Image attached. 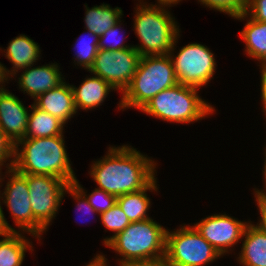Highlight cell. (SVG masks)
<instances>
[{
  "label": "cell",
  "mask_w": 266,
  "mask_h": 266,
  "mask_svg": "<svg viewBox=\"0 0 266 266\" xmlns=\"http://www.w3.org/2000/svg\"><path fill=\"white\" fill-rule=\"evenodd\" d=\"M23 232H12L0 240V266H21L27 250L33 251Z\"/></svg>",
  "instance_id": "cell-23"
},
{
  "label": "cell",
  "mask_w": 266,
  "mask_h": 266,
  "mask_svg": "<svg viewBox=\"0 0 266 266\" xmlns=\"http://www.w3.org/2000/svg\"><path fill=\"white\" fill-rule=\"evenodd\" d=\"M121 266H170V265L166 259V256H162L153 259L133 260L130 262H126Z\"/></svg>",
  "instance_id": "cell-33"
},
{
  "label": "cell",
  "mask_w": 266,
  "mask_h": 266,
  "mask_svg": "<svg viewBox=\"0 0 266 266\" xmlns=\"http://www.w3.org/2000/svg\"><path fill=\"white\" fill-rule=\"evenodd\" d=\"M22 175L27 181L33 217L47 230L58 213L69 183L54 176Z\"/></svg>",
  "instance_id": "cell-9"
},
{
  "label": "cell",
  "mask_w": 266,
  "mask_h": 266,
  "mask_svg": "<svg viewBox=\"0 0 266 266\" xmlns=\"http://www.w3.org/2000/svg\"><path fill=\"white\" fill-rule=\"evenodd\" d=\"M6 48L3 50L4 56L13 65L11 70L4 66L9 78L15 76L19 70L21 71L31 65L34 66L36 61L41 59L39 58L41 54L40 46L25 34H20L12 39Z\"/></svg>",
  "instance_id": "cell-16"
},
{
  "label": "cell",
  "mask_w": 266,
  "mask_h": 266,
  "mask_svg": "<svg viewBox=\"0 0 266 266\" xmlns=\"http://www.w3.org/2000/svg\"><path fill=\"white\" fill-rule=\"evenodd\" d=\"M93 259V260H92ZM89 264H86L85 266H100L94 258H92Z\"/></svg>",
  "instance_id": "cell-41"
},
{
  "label": "cell",
  "mask_w": 266,
  "mask_h": 266,
  "mask_svg": "<svg viewBox=\"0 0 266 266\" xmlns=\"http://www.w3.org/2000/svg\"><path fill=\"white\" fill-rule=\"evenodd\" d=\"M2 167H5V165H0V187L3 186V185H2V182H4V179L7 177L6 172H4L6 176H5V177H4V176L2 177V175H3L2 172H1L2 169H3ZM2 180H3V181H2ZM0 194H1V191H0Z\"/></svg>",
  "instance_id": "cell-40"
},
{
  "label": "cell",
  "mask_w": 266,
  "mask_h": 266,
  "mask_svg": "<svg viewBox=\"0 0 266 266\" xmlns=\"http://www.w3.org/2000/svg\"><path fill=\"white\" fill-rule=\"evenodd\" d=\"M260 212L259 222L255 225L266 234V194L253 193Z\"/></svg>",
  "instance_id": "cell-32"
},
{
  "label": "cell",
  "mask_w": 266,
  "mask_h": 266,
  "mask_svg": "<svg viewBox=\"0 0 266 266\" xmlns=\"http://www.w3.org/2000/svg\"><path fill=\"white\" fill-rule=\"evenodd\" d=\"M70 162L63 135L23 138L14 145L13 168L21 174L54 176L72 184L76 173Z\"/></svg>",
  "instance_id": "cell-2"
},
{
  "label": "cell",
  "mask_w": 266,
  "mask_h": 266,
  "mask_svg": "<svg viewBox=\"0 0 266 266\" xmlns=\"http://www.w3.org/2000/svg\"><path fill=\"white\" fill-rule=\"evenodd\" d=\"M260 73H261V78H260V87H261V101H262V103H261V107H262V109H263V111L262 112H264V115H265V117H266V67H264V68H261L260 69Z\"/></svg>",
  "instance_id": "cell-35"
},
{
  "label": "cell",
  "mask_w": 266,
  "mask_h": 266,
  "mask_svg": "<svg viewBox=\"0 0 266 266\" xmlns=\"http://www.w3.org/2000/svg\"><path fill=\"white\" fill-rule=\"evenodd\" d=\"M66 194H70V196L73 197V199L77 201L76 210L77 211L80 210L82 215L84 214L85 215H93V214L99 215V213L96 212L93 209V207L88 203V200L86 199V197L73 184H69V186L65 189L64 195Z\"/></svg>",
  "instance_id": "cell-29"
},
{
  "label": "cell",
  "mask_w": 266,
  "mask_h": 266,
  "mask_svg": "<svg viewBox=\"0 0 266 266\" xmlns=\"http://www.w3.org/2000/svg\"><path fill=\"white\" fill-rule=\"evenodd\" d=\"M1 50V47H0ZM10 78L7 76L5 69H4V64L0 62V91L5 89V84L7 81H9Z\"/></svg>",
  "instance_id": "cell-36"
},
{
  "label": "cell",
  "mask_w": 266,
  "mask_h": 266,
  "mask_svg": "<svg viewBox=\"0 0 266 266\" xmlns=\"http://www.w3.org/2000/svg\"><path fill=\"white\" fill-rule=\"evenodd\" d=\"M28 66L22 69L20 77H18V86L20 91L27 93L34 100L52 88H55L65 79L60 71V65L55 63L43 66Z\"/></svg>",
  "instance_id": "cell-14"
},
{
  "label": "cell",
  "mask_w": 266,
  "mask_h": 266,
  "mask_svg": "<svg viewBox=\"0 0 266 266\" xmlns=\"http://www.w3.org/2000/svg\"><path fill=\"white\" fill-rule=\"evenodd\" d=\"M84 24L86 30L98 36L103 35L109 28L114 26L123 15L121 8H112L109 4L103 2L91 9L85 4Z\"/></svg>",
  "instance_id": "cell-22"
},
{
  "label": "cell",
  "mask_w": 266,
  "mask_h": 266,
  "mask_svg": "<svg viewBox=\"0 0 266 266\" xmlns=\"http://www.w3.org/2000/svg\"><path fill=\"white\" fill-rule=\"evenodd\" d=\"M121 21L122 20L120 19L114 26L109 28L103 35L99 36V44H98L99 49L115 51V50L128 49L134 46V45L125 44V42L123 41L125 40V38H123L125 36L121 35L120 38L118 37L119 33L122 32Z\"/></svg>",
  "instance_id": "cell-27"
},
{
  "label": "cell",
  "mask_w": 266,
  "mask_h": 266,
  "mask_svg": "<svg viewBox=\"0 0 266 266\" xmlns=\"http://www.w3.org/2000/svg\"><path fill=\"white\" fill-rule=\"evenodd\" d=\"M6 171L9 179L4 192L0 194V201L7 206L13 222L18 226L17 232H27L40 241L46 230L33 217L26 178L13 167Z\"/></svg>",
  "instance_id": "cell-10"
},
{
  "label": "cell",
  "mask_w": 266,
  "mask_h": 266,
  "mask_svg": "<svg viewBox=\"0 0 266 266\" xmlns=\"http://www.w3.org/2000/svg\"><path fill=\"white\" fill-rule=\"evenodd\" d=\"M99 216L103 226L107 230L114 232L113 236L103 239L104 245H106L113 237L122 232L130 224L127 216L117 203L109 208L106 212L99 214Z\"/></svg>",
  "instance_id": "cell-25"
},
{
  "label": "cell",
  "mask_w": 266,
  "mask_h": 266,
  "mask_svg": "<svg viewBox=\"0 0 266 266\" xmlns=\"http://www.w3.org/2000/svg\"><path fill=\"white\" fill-rule=\"evenodd\" d=\"M91 75L93 76L84 78L78 88L71 85L76 111L78 109L88 111L100 107L111 90H116L101 77Z\"/></svg>",
  "instance_id": "cell-17"
},
{
  "label": "cell",
  "mask_w": 266,
  "mask_h": 266,
  "mask_svg": "<svg viewBox=\"0 0 266 266\" xmlns=\"http://www.w3.org/2000/svg\"><path fill=\"white\" fill-rule=\"evenodd\" d=\"M72 184L86 197L88 203L99 214L106 212L109 208L116 204L117 197L115 195L109 194L106 191L97 188H95L92 193L87 194L77 179Z\"/></svg>",
  "instance_id": "cell-26"
},
{
  "label": "cell",
  "mask_w": 266,
  "mask_h": 266,
  "mask_svg": "<svg viewBox=\"0 0 266 266\" xmlns=\"http://www.w3.org/2000/svg\"><path fill=\"white\" fill-rule=\"evenodd\" d=\"M156 1H157V4L155 3L152 5L171 7L172 5H175L182 0H156Z\"/></svg>",
  "instance_id": "cell-38"
},
{
  "label": "cell",
  "mask_w": 266,
  "mask_h": 266,
  "mask_svg": "<svg viewBox=\"0 0 266 266\" xmlns=\"http://www.w3.org/2000/svg\"><path fill=\"white\" fill-rule=\"evenodd\" d=\"M87 33H88L87 36H85L86 38H84L83 35L81 36L83 38H79L78 40H76L74 46L76 48V52L74 55V62H75L74 64L75 66L77 64V66L80 65V67L89 70L94 63V59L99 50L98 48L99 36L91 33L89 30H87Z\"/></svg>",
  "instance_id": "cell-24"
},
{
  "label": "cell",
  "mask_w": 266,
  "mask_h": 266,
  "mask_svg": "<svg viewBox=\"0 0 266 266\" xmlns=\"http://www.w3.org/2000/svg\"><path fill=\"white\" fill-rule=\"evenodd\" d=\"M177 84L169 54L142 56L131 83L117 105L120 110H140L159 92Z\"/></svg>",
  "instance_id": "cell-3"
},
{
  "label": "cell",
  "mask_w": 266,
  "mask_h": 266,
  "mask_svg": "<svg viewBox=\"0 0 266 266\" xmlns=\"http://www.w3.org/2000/svg\"><path fill=\"white\" fill-rule=\"evenodd\" d=\"M2 209L3 208L1 206V201H0V236L4 237L5 235L10 234L12 232H17V230L13 228L8 223V221H6L7 219L5 218V215Z\"/></svg>",
  "instance_id": "cell-34"
},
{
  "label": "cell",
  "mask_w": 266,
  "mask_h": 266,
  "mask_svg": "<svg viewBox=\"0 0 266 266\" xmlns=\"http://www.w3.org/2000/svg\"><path fill=\"white\" fill-rule=\"evenodd\" d=\"M203 6L214 9L231 17H236L246 11L248 0H198Z\"/></svg>",
  "instance_id": "cell-28"
},
{
  "label": "cell",
  "mask_w": 266,
  "mask_h": 266,
  "mask_svg": "<svg viewBox=\"0 0 266 266\" xmlns=\"http://www.w3.org/2000/svg\"><path fill=\"white\" fill-rule=\"evenodd\" d=\"M180 34L174 40L169 56L172 59L178 84L201 88L208 85L216 71L214 54L206 45L187 44L174 54Z\"/></svg>",
  "instance_id": "cell-8"
},
{
  "label": "cell",
  "mask_w": 266,
  "mask_h": 266,
  "mask_svg": "<svg viewBox=\"0 0 266 266\" xmlns=\"http://www.w3.org/2000/svg\"><path fill=\"white\" fill-rule=\"evenodd\" d=\"M141 57L134 47L115 51L99 49L88 72L101 77L122 94L131 83Z\"/></svg>",
  "instance_id": "cell-11"
},
{
  "label": "cell",
  "mask_w": 266,
  "mask_h": 266,
  "mask_svg": "<svg viewBox=\"0 0 266 266\" xmlns=\"http://www.w3.org/2000/svg\"><path fill=\"white\" fill-rule=\"evenodd\" d=\"M137 1L133 30L141 44L133 47L141 56L169 54L180 33L175 17L166 6Z\"/></svg>",
  "instance_id": "cell-4"
},
{
  "label": "cell",
  "mask_w": 266,
  "mask_h": 266,
  "mask_svg": "<svg viewBox=\"0 0 266 266\" xmlns=\"http://www.w3.org/2000/svg\"><path fill=\"white\" fill-rule=\"evenodd\" d=\"M13 162H14V145L5 136L4 132L0 128V165H6V168L10 169L13 167Z\"/></svg>",
  "instance_id": "cell-30"
},
{
  "label": "cell",
  "mask_w": 266,
  "mask_h": 266,
  "mask_svg": "<svg viewBox=\"0 0 266 266\" xmlns=\"http://www.w3.org/2000/svg\"><path fill=\"white\" fill-rule=\"evenodd\" d=\"M265 160H264V167H263V170H262V173L264 175V190H258L257 188L253 189L254 193H258V194H266V146H265Z\"/></svg>",
  "instance_id": "cell-37"
},
{
  "label": "cell",
  "mask_w": 266,
  "mask_h": 266,
  "mask_svg": "<svg viewBox=\"0 0 266 266\" xmlns=\"http://www.w3.org/2000/svg\"><path fill=\"white\" fill-rule=\"evenodd\" d=\"M28 116L25 138H46L63 135L65 124L34 104Z\"/></svg>",
  "instance_id": "cell-21"
},
{
  "label": "cell",
  "mask_w": 266,
  "mask_h": 266,
  "mask_svg": "<svg viewBox=\"0 0 266 266\" xmlns=\"http://www.w3.org/2000/svg\"><path fill=\"white\" fill-rule=\"evenodd\" d=\"M167 229L152 218L130 223L105 246L114 250L122 259L118 265L133 260L165 256Z\"/></svg>",
  "instance_id": "cell-6"
},
{
  "label": "cell",
  "mask_w": 266,
  "mask_h": 266,
  "mask_svg": "<svg viewBox=\"0 0 266 266\" xmlns=\"http://www.w3.org/2000/svg\"><path fill=\"white\" fill-rule=\"evenodd\" d=\"M234 19L247 21L243 30L239 33L245 44V54L258 60L261 64L259 65L260 69L266 67V22L254 20L245 12L234 17Z\"/></svg>",
  "instance_id": "cell-18"
},
{
  "label": "cell",
  "mask_w": 266,
  "mask_h": 266,
  "mask_svg": "<svg viewBox=\"0 0 266 266\" xmlns=\"http://www.w3.org/2000/svg\"><path fill=\"white\" fill-rule=\"evenodd\" d=\"M157 178L155 177L145 188L130 192L117 197L116 203L125 213L130 223L149 219L148 211L151 207V199L147 195V191L157 192Z\"/></svg>",
  "instance_id": "cell-20"
},
{
  "label": "cell",
  "mask_w": 266,
  "mask_h": 266,
  "mask_svg": "<svg viewBox=\"0 0 266 266\" xmlns=\"http://www.w3.org/2000/svg\"><path fill=\"white\" fill-rule=\"evenodd\" d=\"M245 13L254 20L266 22V0H248Z\"/></svg>",
  "instance_id": "cell-31"
},
{
  "label": "cell",
  "mask_w": 266,
  "mask_h": 266,
  "mask_svg": "<svg viewBox=\"0 0 266 266\" xmlns=\"http://www.w3.org/2000/svg\"><path fill=\"white\" fill-rule=\"evenodd\" d=\"M166 232V259L170 266H205L222 257L189 224Z\"/></svg>",
  "instance_id": "cell-7"
},
{
  "label": "cell",
  "mask_w": 266,
  "mask_h": 266,
  "mask_svg": "<svg viewBox=\"0 0 266 266\" xmlns=\"http://www.w3.org/2000/svg\"><path fill=\"white\" fill-rule=\"evenodd\" d=\"M29 112L22 101L6 88L0 91V128L15 145L25 138Z\"/></svg>",
  "instance_id": "cell-13"
},
{
  "label": "cell",
  "mask_w": 266,
  "mask_h": 266,
  "mask_svg": "<svg viewBox=\"0 0 266 266\" xmlns=\"http://www.w3.org/2000/svg\"><path fill=\"white\" fill-rule=\"evenodd\" d=\"M198 89L177 84L159 92L139 111L172 123H192L208 118L215 108L198 95Z\"/></svg>",
  "instance_id": "cell-5"
},
{
  "label": "cell",
  "mask_w": 266,
  "mask_h": 266,
  "mask_svg": "<svg viewBox=\"0 0 266 266\" xmlns=\"http://www.w3.org/2000/svg\"><path fill=\"white\" fill-rule=\"evenodd\" d=\"M90 167V176L104 190L116 197L145 188L154 178L157 163L132 146H110L107 155Z\"/></svg>",
  "instance_id": "cell-1"
},
{
  "label": "cell",
  "mask_w": 266,
  "mask_h": 266,
  "mask_svg": "<svg viewBox=\"0 0 266 266\" xmlns=\"http://www.w3.org/2000/svg\"><path fill=\"white\" fill-rule=\"evenodd\" d=\"M33 104L64 124H67L68 120L77 113L71 85L65 80L55 88L39 95Z\"/></svg>",
  "instance_id": "cell-15"
},
{
  "label": "cell",
  "mask_w": 266,
  "mask_h": 266,
  "mask_svg": "<svg viewBox=\"0 0 266 266\" xmlns=\"http://www.w3.org/2000/svg\"><path fill=\"white\" fill-rule=\"evenodd\" d=\"M241 253L237 261L242 266H266V234L255 224L246 226L242 236Z\"/></svg>",
  "instance_id": "cell-19"
},
{
  "label": "cell",
  "mask_w": 266,
  "mask_h": 266,
  "mask_svg": "<svg viewBox=\"0 0 266 266\" xmlns=\"http://www.w3.org/2000/svg\"><path fill=\"white\" fill-rule=\"evenodd\" d=\"M94 259L100 266H108L109 264L107 263L108 259L104 256V254H96L94 256Z\"/></svg>",
  "instance_id": "cell-39"
},
{
  "label": "cell",
  "mask_w": 266,
  "mask_h": 266,
  "mask_svg": "<svg viewBox=\"0 0 266 266\" xmlns=\"http://www.w3.org/2000/svg\"><path fill=\"white\" fill-rule=\"evenodd\" d=\"M249 223L250 221H238L226 213H220L203 218L194 223V227L221 256H224L232 251L233 246L242 242L243 233Z\"/></svg>",
  "instance_id": "cell-12"
}]
</instances>
